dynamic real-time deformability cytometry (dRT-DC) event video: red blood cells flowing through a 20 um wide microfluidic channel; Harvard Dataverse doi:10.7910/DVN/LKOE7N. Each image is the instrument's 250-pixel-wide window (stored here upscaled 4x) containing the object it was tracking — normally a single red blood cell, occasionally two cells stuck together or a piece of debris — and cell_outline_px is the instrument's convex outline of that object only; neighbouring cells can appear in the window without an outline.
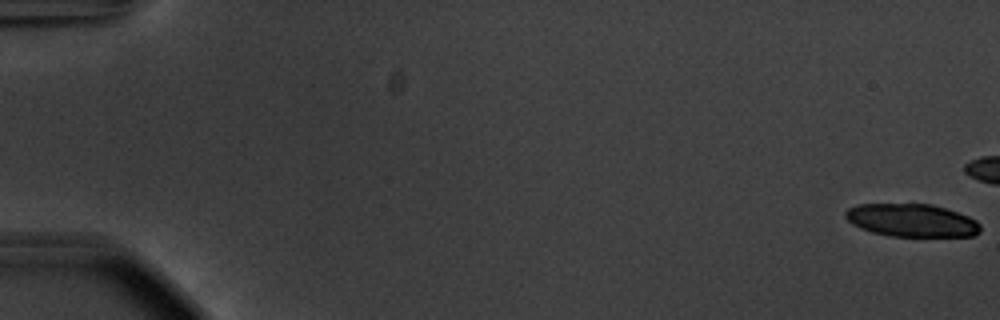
{"species": "common noctule bat (a hibernating species)", "species_latin": "Nyctalus noctula", "temperature_condition": "warm", "stored_images_in_passage": 19, "camera_frame_rate_fps": 3000, "um_per_image_px": 0.085, "animal": {"sex": "male", "body_mass_g": 20.1, "forearm_length_mm": 53.5}, "frame": {"image": 1, "passage_image": 1, "time_ms": 0.0, "image_size_px": [1000, 320], "cell_outline_px": [[980, 232], [972, 236], [888, 236], [872, 232], [860, 228], [852, 224], [844, 216], [844, 212], [848, 208], [856, 204], [932, 204], [968, 216], [976, 220], [980, 224]], "centroid_in_image_um": [77.47, 18.73], "position_along_channel_um": 7.5, "area_um2": 25.89}}